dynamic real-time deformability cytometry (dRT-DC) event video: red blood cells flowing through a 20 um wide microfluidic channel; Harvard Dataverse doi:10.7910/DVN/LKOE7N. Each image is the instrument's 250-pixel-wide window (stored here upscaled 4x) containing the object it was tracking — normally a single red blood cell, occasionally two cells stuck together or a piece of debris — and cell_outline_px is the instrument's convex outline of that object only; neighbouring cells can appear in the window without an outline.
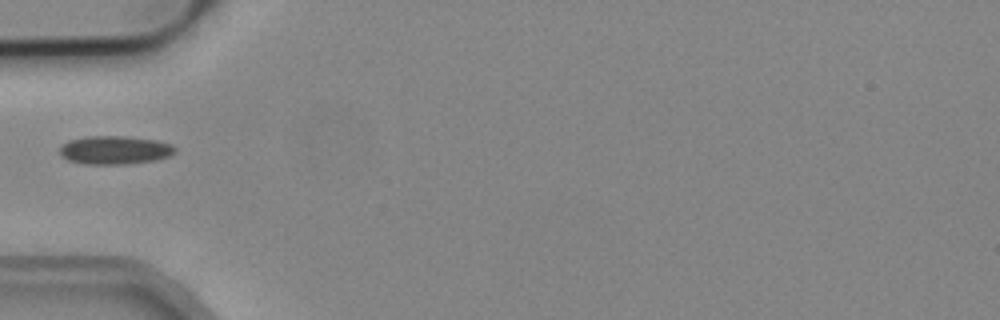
{"species": "common noctule bat (a hibernating species)", "species_latin": "Nyctalus noctula", "temperature_condition": "cold", "stored_images_in_passage": 1, "camera_frame_rate_fps": 3000, "um_per_image_px": 0.085, "animal": {"sex": "male", "body_mass_g": 19.2, "forearm_length_mm": 51.8}, "frame": {"image": 1, "passage_image": 1, "time_ms": 0.0, "image_size_px": [1000, 320], "cell_outline_px": [[176, 152], [168, 156], [156, 160], [124, 164], [84, 164], [68, 160], [60, 156], [60, 148], [68, 140], [88, 136], [124, 136], [156, 140], [172, 144], [176, 148]], "centroid_in_image_um": [9.76, 12.75], "position_along_channel_um": 75.2, "area_um2": 19.13}}